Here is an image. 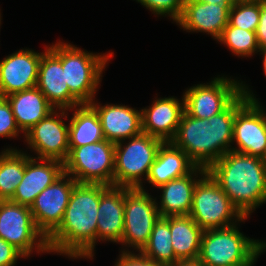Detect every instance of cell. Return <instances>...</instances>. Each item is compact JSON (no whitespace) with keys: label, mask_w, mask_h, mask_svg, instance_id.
Wrapping results in <instances>:
<instances>
[{"label":"cell","mask_w":266,"mask_h":266,"mask_svg":"<svg viewBox=\"0 0 266 266\" xmlns=\"http://www.w3.org/2000/svg\"><path fill=\"white\" fill-rule=\"evenodd\" d=\"M100 184L76 183L60 225L47 237L49 251L69 257H93Z\"/></svg>","instance_id":"obj_1"},{"label":"cell","mask_w":266,"mask_h":266,"mask_svg":"<svg viewBox=\"0 0 266 266\" xmlns=\"http://www.w3.org/2000/svg\"><path fill=\"white\" fill-rule=\"evenodd\" d=\"M236 114V99L221 113L198 119L183 112L178 130L171 141L184 151L196 166L208 170L220 157L231 151Z\"/></svg>","instance_id":"obj_2"},{"label":"cell","mask_w":266,"mask_h":266,"mask_svg":"<svg viewBox=\"0 0 266 266\" xmlns=\"http://www.w3.org/2000/svg\"><path fill=\"white\" fill-rule=\"evenodd\" d=\"M207 172L244 217L266 202V165L262 158L229 151Z\"/></svg>","instance_id":"obj_3"},{"label":"cell","mask_w":266,"mask_h":266,"mask_svg":"<svg viewBox=\"0 0 266 266\" xmlns=\"http://www.w3.org/2000/svg\"><path fill=\"white\" fill-rule=\"evenodd\" d=\"M266 248L248 239L236 225L204 230L198 260L204 266H241L251 263Z\"/></svg>","instance_id":"obj_4"},{"label":"cell","mask_w":266,"mask_h":266,"mask_svg":"<svg viewBox=\"0 0 266 266\" xmlns=\"http://www.w3.org/2000/svg\"><path fill=\"white\" fill-rule=\"evenodd\" d=\"M62 63L65 69V84L69 91L82 103L93 101L100 76L112 53L95 55L70 44L57 43L48 48Z\"/></svg>","instance_id":"obj_5"},{"label":"cell","mask_w":266,"mask_h":266,"mask_svg":"<svg viewBox=\"0 0 266 266\" xmlns=\"http://www.w3.org/2000/svg\"><path fill=\"white\" fill-rule=\"evenodd\" d=\"M130 141L124 147L122 141L115 143L114 185L143 189L140 178H147L163 141L143 132Z\"/></svg>","instance_id":"obj_6"},{"label":"cell","mask_w":266,"mask_h":266,"mask_svg":"<svg viewBox=\"0 0 266 266\" xmlns=\"http://www.w3.org/2000/svg\"><path fill=\"white\" fill-rule=\"evenodd\" d=\"M115 143L106 139L69 148L64 172L77 183L114 185Z\"/></svg>","instance_id":"obj_7"},{"label":"cell","mask_w":266,"mask_h":266,"mask_svg":"<svg viewBox=\"0 0 266 266\" xmlns=\"http://www.w3.org/2000/svg\"><path fill=\"white\" fill-rule=\"evenodd\" d=\"M189 216L203 230L232 226L235 223H232L231 219L236 217L235 220L238 221L247 218L233 205L208 172L203 175V179L201 178L194 188Z\"/></svg>","instance_id":"obj_8"},{"label":"cell","mask_w":266,"mask_h":266,"mask_svg":"<svg viewBox=\"0 0 266 266\" xmlns=\"http://www.w3.org/2000/svg\"><path fill=\"white\" fill-rule=\"evenodd\" d=\"M242 85V93L236 98V114L233 140L237 148L231 151L262 158L266 151V114L254 95Z\"/></svg>","instance_id":"obj_9"},{"label":"cell","mask_w":266,"mask_h":266,"mask_svg":"<svg viewBox=\"0 0 266 266\" xmlns=\"http://www.w3.org/2000/svg\"><path fill=\"white\" fill-rule=\"evenodd\" d=\"M0 238L13 245L25 257L30 256L35 245L38 251L49 252L47 238L37 228L30 207L9 200L0 201Z\"/></svg>","instance_id":"obj_10"},{"label":"cell","mask_w":266,"mask_h":266,"mask_svg":"<svg viewBox=\"0 0 266 266\" xmlns=\"http://www.w3.org/2000/svg\"><path fill=\"white\" fill-rule=\"evenodd\" d=\"M156 201L140 188L124 187V232L121 243L140 252L149 241L155 222L160 218Z\"/></svg>","instance_id":"obj_11"},{"label":"cell","mask_w":266,"mask_h":266,"mask_svg":"<svg viewBox=\"0 0 266 266\" xmlns=\"http://www.w3.org/2000/svg\"><path fill=\"white\" fill-rule=\"evenodd\" d=\"M242 85L224 77L191 87L184 94V111L191 117L209 119L224 111L240 94Z\"/></svg>","instance_id":"obj_12"},{"label":"cell","mask_w":266,"mask_h":266,"mask_svg":"<svg viewBox=\"0 0 266 266\" xmlns=\"http://www.w3.org/2000/svg\"><path fill=\"white\" fill-rule=\"evenodd\" d=\"M69 177L66 181L65 178ZM76 181L65 172L36 197L30 210L37 228L47 238L62 222Z\"/></svg>","instance_id":"obj_13"},{"label":"cell","mask_w":266,"mask_h":266,"mask_svg":"<svg viewBox=\"0 0 266 266\" xmlns=\"http://www.w3.org/2000/svg\"><path fill=\"white\" fill-rule=\"evenodd\" d=\"M56 117H59L58 113L51 112L34 125L25 136L30 147L39 155L38 159L64 163L69 154V126H66L61 118Z\"/></svg>","instance_id":"obj_14"},{"label":"cell","mask_w":266,"mask_h":266,"mask_svg":"<svg viewBox=\"0 0 266 266\" xmlns=\"http://www.w3.org/2000/svg\"><path fill=\"white\" fill-rule=\"evenodd\" d=\"M42 54L26 49L3 59L0 62V96L36 87Z\"/></svg>","instance_id":"obj_15"},{"label":"cell","mask_w":266,"mask_h":266,"mask_svg":"<svg viewBox=\"0 0 266 266\" xmlns=\"http://www.w3.org/2000/svg\"><path fill=\"white\" fill-rule=\"evenodd\" d=\"M36 87L55 108L62 110L61 116H64L65 109L82 104L65 84V69L61 61L48 48L41 57Z\"/></svg>","instance_id":"obj_16"},{"label":"cell","mask_w":266,"mask_h":266,"mask_svg":"<svg viewBox=\"0 0 266 266\" xmlns=\"http://www.w3.org/2000/svg\"><path fill=\"white\" fill-rule=\"evenodd\" d=\"M25 154V173L22 181L9 200L13 203L31 207L38 194L51 185L64 173L63 163L57 160H39Z\"/></svg>","instance_id":"obj_17"},{"label":"cell","mask_w":266,"mask_h":266,"mask_svg":"<svg viewBox=\"0 0 266 266\" xmlns=\"http://www.w3.org/2000/svg\"><path fill=\"white\" fill-rule=\"evenodd\" d=\"M97 219L96 240L122 241L124 232V187L100 184Z\"/></svg>","instance_id":"obj_18"},{"label":"cell","mask_w":266,"mask_h":266,"mask_svg":"<svg viewBox=\"0 0 266 266\" xmlns=\"http://www.w3.org/2000/svg\"><path fill=\"white\" fill-rule=\"evenodd\" d=\"M232 6L185 0L183 12L176 23L186 30L208 32L218 40L228 25Z\"/></svg>","instance_id":"obj_19"},{"label":"cell","mask_w":266,"mask_h":266,"mask_svg":"<svg viewBox=\"0 0 266 266\" xmlns=\"http://www.w3.org/2000/svg\"><path fill=\"white\" fill-rule=\"evenodd\" d=\"M182 103L173 97L155 100L152 107L142 109V131L163 142H171L184 112Z\"/></svg>","instance_id":"obj_20"},{"label":"cell","mask_w":266,"mask_h":266,"mask_svg":"<svg viewBox=\"0 0 266 266\" xmlns=\"http://www.w3.org/2000/svg\"><path fill=\"white\" fill-rule=\"evenodd\" d=\"M90 105L98 113L107 141L117 143L143 132L142 111L122 105L107 104L99 107L94 101Z\"/></svg>","instance_id":"obj_21"},{"label":"cell","mask_w":266,"mask_h":266,"mask_svg":"<svg viewBox=\"0 0 266 266\" xmlns=\"http://www.w3.org/2000/svg\"><path fill=\"white\" fill-rule=\"evenodd\" d=\"M6 99L17 126L25 134L55 109L37 87L12 93Z\"/></svg>","instance_id":"obj_22"},{"label":"cell","mask_w":266,"mask_h":266,"mask_svg":"<svg viewBox=\"0 0 266 266\" xmlns=\"http://www.w3.org/2000/svg\"><path fill=\"white\" fill-rule=\"evenodd\" d=\"M195 167L184 151L172 142H163L145 179L158 188L170 180L186 176Z\"/></svg>","instance_id":"obj_23"},{"label":"cell","mask_w":266,"mask_h":266,"mask_svg":"<svg viewBox=\"0 0 266 266\" xmlns=\"http://www.w3.org/2000/svg\"><path fill=\"white\" fill-rule=\"evenodd\" d=\"M205 175L207 170L201 167H195L186 176L170 180L159 186L163 189L161 203L158 208L160 217L189 215L192 207L193 191L200 179H192V174L196 172ZM195 172V173H194Z\"/></svg>","instance_id":"obj_24"},{"label":"cell","mask_w":266,"mask_h":266,"mask_svg":"<svg viewBox=\"0 0 266 266\" xmlns=\"http://www.w3.org/2000/svg\"><path fill=\"white\" fill-rule=\"evenodd\" d=\"M171 243L178 260L198 259L204 230L189 216H170Z\"/></svg>","instance_id":"obj_25"},{"label":"cell","mask_w":266,"mask_h":266,"mask_svg":"<svg viewBox=\"0 0 266 266\" xmlns=\"http://www.w3.org/2000/svg\"><path fill=\"white\" fill-rule=\"evenodd\" d=\"M69 124V148L81 147L104 140L98 113L90 104H81Z\"/></svg>","instance_id":"obj_26"},{"label":"cell","mask_w":266,"mask_h":266,"mask_svg":"<svg viewBox=\"0 0 266 266\" xmlns=\"http://www.w3.org/2000/svg\"><path fill=\"white\" fill-rule=\"evenodd\" d=\"M140 253L165 266H171L178 261L171 243L169 217H160L155 222L149 241Z\"/></svg>","instance_id":"obj_27"},{"label":"cell","mask_w":266,"mask_h":266,"mask_svg":"<svg viewBox=\"0 0 266 266\" xmlns=\"http://www.w3.org/2000/svg\"><path fill=\"white\" fill-rule=\"evenodd\" d=\"M25 173V154L7 149L0 155V201L10 200Z\"/></svg>","instance_id":"obj_28"},{"label":"cell","mask_w":266,"mask_h":266,"mask_svg":"<svg viewBox=\"0 0 266 266\" xmlns=\"http://www.w3.org/2000/svg\"><path fill=\"white\" fill-rule=\"evenodd\" d=\"M218 41L226 44L238 56H250L259 49L256 32L231 26L229 23Z\"/></svg>","instance_id":"obj_29"},{"label":"cell","mask_w":266,"mask_h":266,"mask_svg":"<svg viewBox=\"0 0 266 266\" xmlns=\"http://www.w3.org/2000/svg\"><path fill=\"white\" fill-rule=\"evenodd\" d=\"M260 18V1H236L229 11V24L256 32Z\"/></svg>","instance_id":"obj_30"},{"label":"cell","mask_w":266,"mask_h":266,"mask_svg":"<svg viewBox=\"0 0 266 266\" xmlns=\"http://www.w3.org/2000/svg\"><path fill=\"white\" fill-rule=\"evenodd\" d=\"M143 6L158 15L168 14L177 21L183 12L185 0H137Z\"/></svg>","instance_id":"obj_31"},{"label":"cell","mask_w":266,"mask_h":266,"mask_svg":"<svg viewBox=\"0 0 266 266\" xmlns=\"http://www.w3.org/2000/svg\"><path fill=\"white\" fill-rule=\"evenodd\" d=\"M19 130L9 102L0 96V137H15Z\"/></svg>","instance_id":"obj_32"},{"label":"cell","mask_w":266,"mask_h":266,"mask_svg":"<svg viewBox=\"0 0 266 266\" xmlns=\"http://www.w3.org/2000/svg\"><path fill=\"white\" fill-rule=\"evenodd\" d=\"M19 257H25L13 245L0 238V266H14Z\"/></svg>","instance_id":"obj_33"},{"label":"cell","mask_w":266,"mask_h":266,"mask_svg":"<svg viewBox=\"0 0 266 266\" xmlns=\"http://www.w3.org/2000/svg\"><path fill=\"white\" fill-rule=\"evenodd\" d=\"M115 266H165L160 263H156L155 261H151L147 259L142 254H132L130 252L123 251L120 259L115 264Z\"/></svg>","instance_id":"obj_34"},{"label":"cell","mask_w":266,"mask_h":266,"mask_svg":"<svg viewBox=\"0 0 266 266\" xmlns=\"http://www.w3.org/2000/svg\"><path fill=\"white\" fill-rule=\"evenodd\" d=\"M259 50L266 49V1H260V18L256 30Z\"/></svg>","instance_id":"obj_35"},{"label":"cell","mask_w":266,"mask_h":266,"mask_svg":"<svg viewBox=\"0 0 266 266\" xmlns=\"http://www.w3.org/2000/svg\"><path fill=\"white\" fill-rule=\"evenodd\" d=\"M171 266H204L198 259L193 260H178Z\"/></svg>","instance_id":"obj_36"},{"label":"cell","mask_w":266,"mask_h":266,"mask_svg":"<svg viewBox=\"0 0 266 266\" xmlns=\"http://www.w3.org/2000/svg\"><path fill=\"white\" fill-rule=\"evenodd\" d=\"M202 3H212L220 5H234L237 0H195Z\"/></svg>","instance_id":"obj_37"},{"label":"cell","mask_w":266,"mask_h":266,"mask_svg":"<svg viewBox=\"0 0 266 266\" xmlns=\"http://www.w3.org/2000/svg\"><path fill=\"white\" fill-rule=\"evenodd\" d=\"M261 52V54H263L264 56V60H263V66H264V71H265V75H266V49H263V50H258Z\"/></svg>","instance_id":"obj_38"},{"label":"cell","mask_w":266,"mask_h":266,"mask_svg":"<svg viewBox=\"0 0 266 266\" xmlns=\"http://www.w3.org/2000/svg\"><path fill=\"white\" fill-rule=\"evenodd\" d=\"M255 260H256V259H254V260H253L251 263H249V264H245V265H241V266H252V265H254Z\"/></svg>","instance_id":"obj_39"},{"label":"cell","mask_w":266,"mask_h":266,"mask_svg":"<svg viewBox=\"0 0 266 266\" xmlns=\"http://www.w3.org/2000/svg\"><path fill=\"white\" fill-rule=\"evenodd\" d=\"M262 160H263V162H264L265 165H266V151H265V154H264L263 157H262Z\"/></svg>","instance_id":"obj_40"},{"label":"cell","mask_w":266,"mask_h":266,"mask_svg":"<svg viewBox=\"0 0 266 266\" xmlns=\"http://www.w3.org/2000/svg\"><path fill=\"white\" fill-rule=\"evenodd\" d=\"M237 1H266V0H237Z\"/></svg>","instance_id":"obj_41"}]
</instances>
